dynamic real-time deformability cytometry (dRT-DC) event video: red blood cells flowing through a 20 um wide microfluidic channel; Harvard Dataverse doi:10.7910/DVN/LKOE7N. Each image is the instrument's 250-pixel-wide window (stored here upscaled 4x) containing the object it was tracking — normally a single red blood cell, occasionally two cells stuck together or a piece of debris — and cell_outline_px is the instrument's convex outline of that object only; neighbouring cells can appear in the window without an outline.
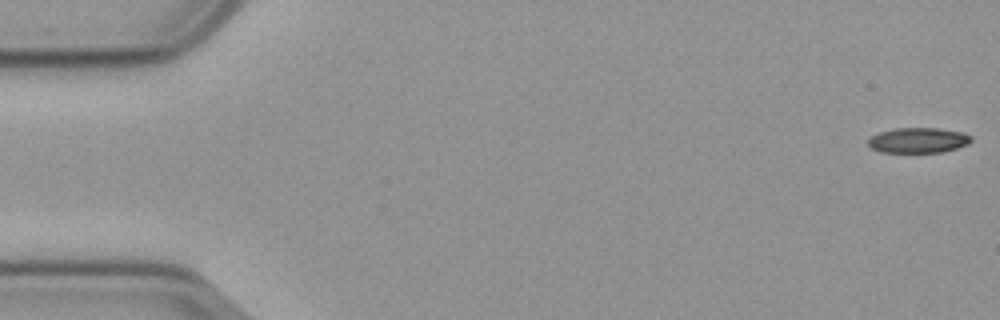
{"species": "common noctule bat (a hibernating species)", "species_latin": "Nyctalus noctula", "temperature_condition": "cold", "stored_images_in_passage": 57, "camera_frame_rate_fps": 3000, "um_per_image_px": 0.085, "animal": {"sex": "male", "body_mass_g": 23.1, "forearm_length_mm": 52.7}, "frame": {"image": 1, "passage_image": 1, "time_ms": 0.0, "image_size_px": [1000, 320], "cell_outline_px": [[972, 140], [968, 144], [944, 152], [880, 152], [872, 148], [868, 144], [868, 140], [872, 136], [880, 132], [892, 128], [940, 128], [964, 132], [972, 136]], "centroid_in_image_um": [78.08, 11.91], "position_along_channel_um": 6.9, "area_um2": 15.26}}
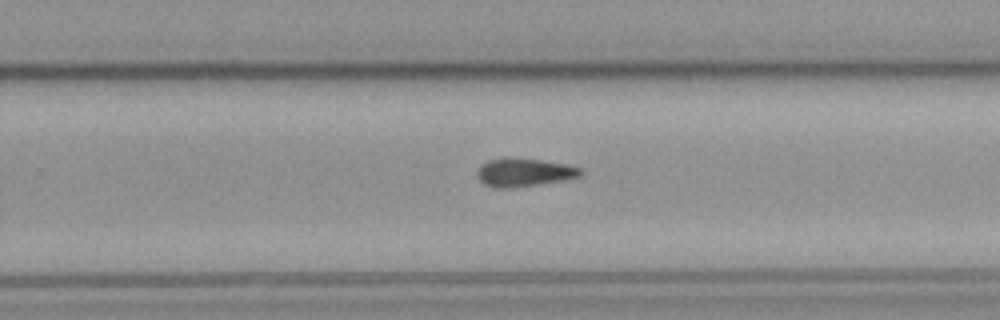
{"frame": {"image": 2, "passage_image": 36, "time_ms": 11.667, "image_size_px": [1000, 320], "cell_outline_px": [[580, 176], [564, 180], [508, 188], [496, 188], [484, 184], [476, 176], [476, 172], [480, 164], [488, 160], [508, 156], [540, 160], [568, 164], [580, 168]], "centroid_in_image_um": [44.47, 14.63], "position_along_channel_um": 285.3, "area_um2": 17.11}}
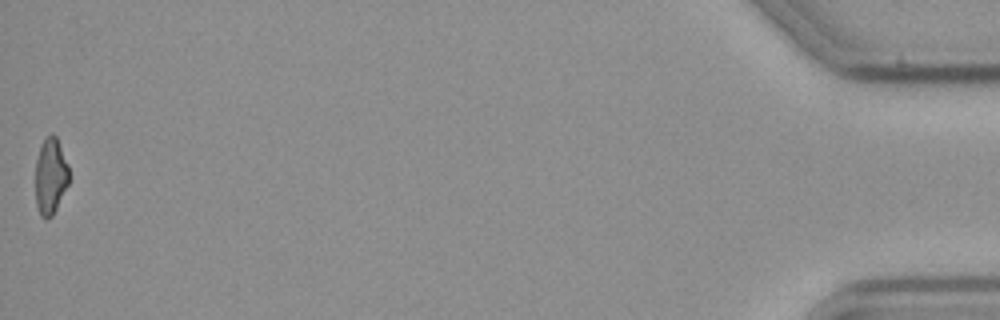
{"frame": {"image": 3, "passage_image": 57, "time_ms": 18.667, "image_size_px": [1000, 320], "cell_outline_px": [[68, 184], [52, 216], [48, 220], [44, 220], [40, 216], [36, 204], [36, 160], [40, 144], [52, 132], [56, 136], [68, 164]], "centroid_in_image_um": [4.28, 14.99], "position_along_channel_um": 430.9, "area_um2": 14.91}}